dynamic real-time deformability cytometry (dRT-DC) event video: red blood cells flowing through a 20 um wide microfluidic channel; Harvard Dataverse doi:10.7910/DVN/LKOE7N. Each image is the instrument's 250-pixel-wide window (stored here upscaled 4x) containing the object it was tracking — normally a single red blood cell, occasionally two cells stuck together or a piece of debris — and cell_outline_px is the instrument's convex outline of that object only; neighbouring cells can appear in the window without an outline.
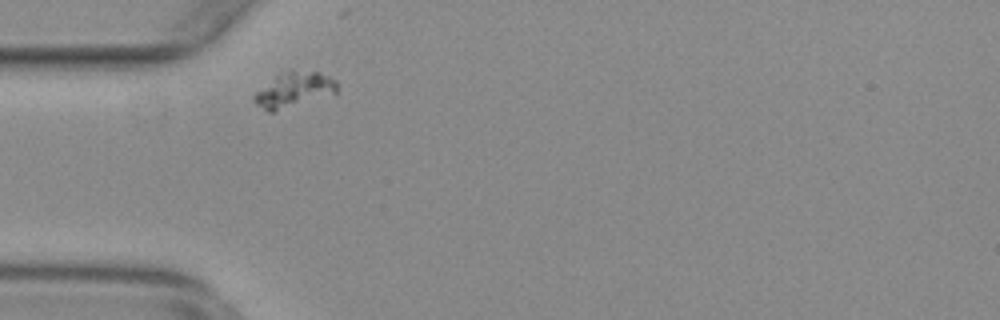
{"species": "common noctule bat (a hibernating species)", "species_latin": "Nyctalus noctula", "temperature_condition": "warm", "stored_images_in_passage": 33, "camera_frame_rate_fps": 3000, "um_per_image_px": 0.085, "animal": {"sex": "female", "body_mass_g": 29.2, "forearm_length_mm": 56.3}, "frame": {"image": 1, "passage_image": 3, "time_ms": 0.667, "image_size_px": [1000, 320], "cell_outline_px": [[336, 92], [272, 112], [268, 112], [256, 104], [252, 100], [252, 96], [256, 92], [276, 76], [288, 68], [292, 68], [320, 72], [336, 80]], "centroid_in_image_um": [24.95, 7.58], "position_along_channel_um": 60.1, "area_um2": 16.7}}
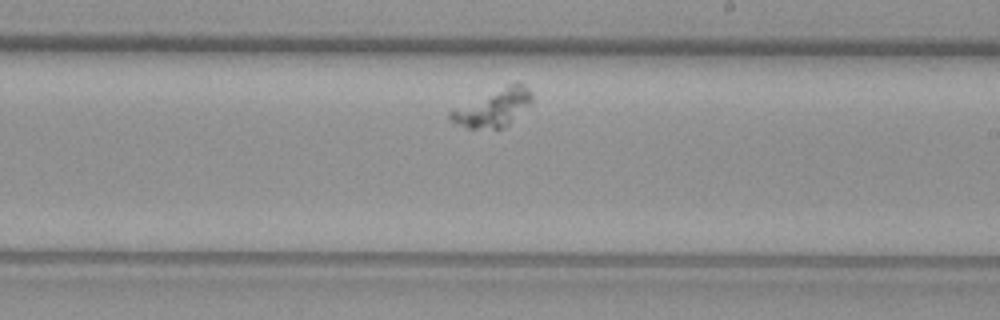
{"frame": {"image": 2, "passage_image": 20, "time_ms": 6.333, "image_size_px": [1000, 320], "cell_outline_px": [[532, 100], [508, 124], [500, 128], [468, 128], [456, 124], [448, 120], [448, 112], [516, 80], [520, 80], [532, 92]], "centroid_in_image_um": [41.93, 9.14], "position_along_channel_um": 247.1, "area_um2": 17.34}}
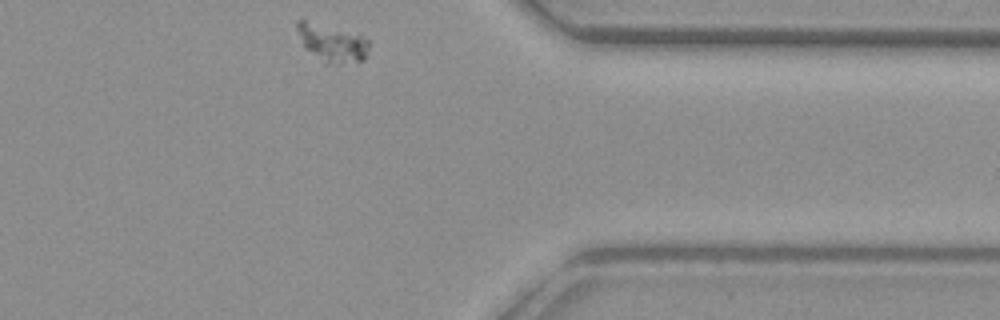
{"frame": {"image": 3, "passage_image": 33, "time_ms": 10.667, "image_size_px": [1000, 320], "cell_outline_px": [[368, 48], [364, 60], [340, 64], [324, 64], [304, 48], [296, 28], [296, 20], [304, 20], [360, 32], [368, 40]], "centroid_in_image_um": [28.23, 3.64], "position_along_channel_um": 383.2, "area_um2": 16.24}}